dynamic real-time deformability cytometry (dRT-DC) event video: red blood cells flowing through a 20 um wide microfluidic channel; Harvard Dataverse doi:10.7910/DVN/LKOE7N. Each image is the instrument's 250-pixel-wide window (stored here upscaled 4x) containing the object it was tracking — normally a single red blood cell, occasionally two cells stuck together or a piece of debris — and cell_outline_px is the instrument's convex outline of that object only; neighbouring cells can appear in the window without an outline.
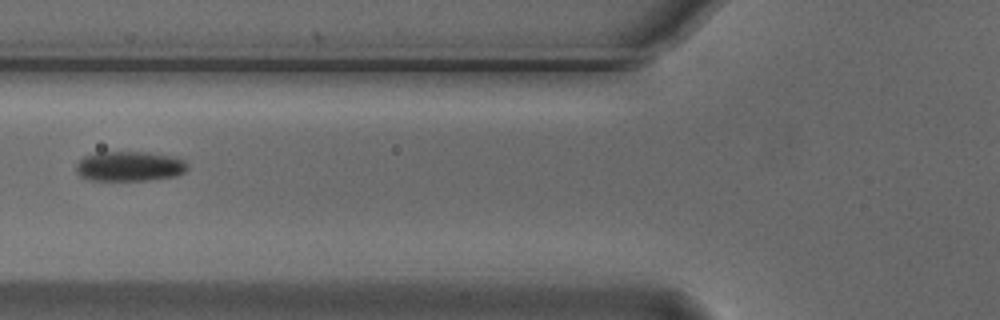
{"species": "Egyptian fruit bat (a non-hibernating species)", "species_latin": "Rousettus aegyptiacus", "temperature_condition": "cold", "stored_images_in_passage": 7, "camera_frame_rate_fps": 3000, "um_per_image_px": 0.085, "animal": {"sex": "male"}, "frame": {"image": 1, "passage_image": 6, "time_ms": 1.667, "image_size_px": [1000, 320], "cell_outline_px": [[188, 168], [184, 172], [176, 176], [148, 180], [88, 180], [80, 176], [76, 172], [76, 164], [84, 156], [100, 152], [148, 152], [172, 156], [184, 160], [188, 164]], "centroid_in_image_um": [11.01, 14.13], "position_along_channel_um": 114.8, "area_um2": 19.48}}
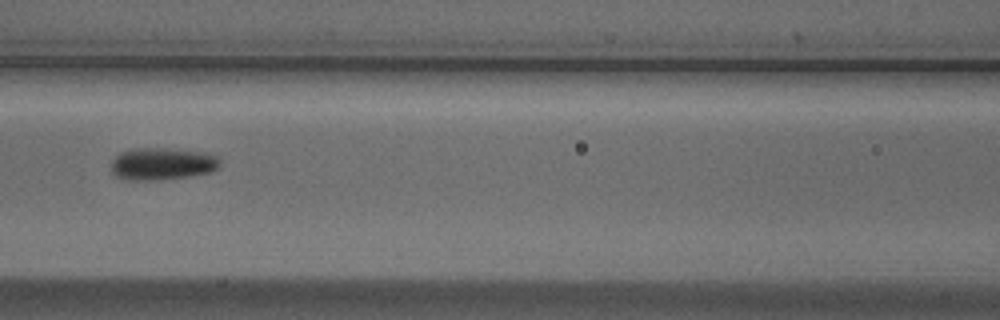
{"frame": {"image": 2, "passage_image": 7, "time_ms": 2.0, "image_size_px": [1000, 320], "cell_outline_px": [[220, 168], [212, 172], [192, 176], [160, 180], [128, 180], [116, 176], [112, 172], [112, 160], [120, 152], [140, 148], [160, 148], [208, 152], [220, 156]], "centroid_in_image_um": [13.86, 13.93], "position_along_channel_um": 152.7, "area_um2": 20.75}}